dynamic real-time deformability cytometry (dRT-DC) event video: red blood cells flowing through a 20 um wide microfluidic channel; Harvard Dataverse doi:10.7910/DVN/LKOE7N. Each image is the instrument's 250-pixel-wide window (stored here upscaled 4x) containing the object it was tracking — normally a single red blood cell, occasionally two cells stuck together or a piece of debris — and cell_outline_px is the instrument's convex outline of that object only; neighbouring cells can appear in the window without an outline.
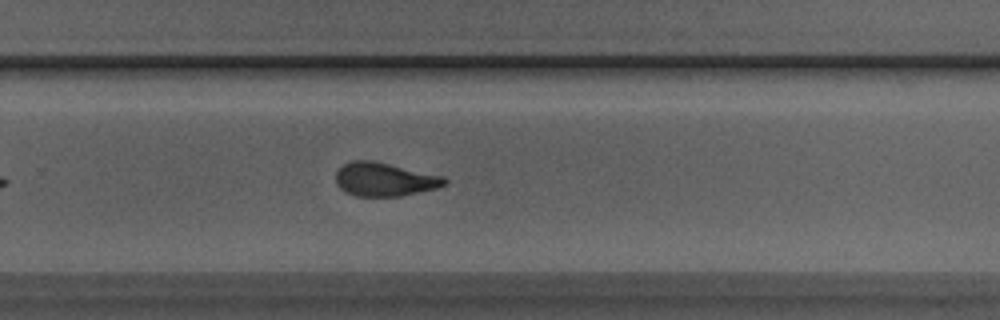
{"species": "Egyptian fruit bat (a non-hibernating species)", "species_latin": "Rousettus aegyptiacus", "temperature_condition": "room temperature", "stored_images_in_passage": 24, "camera_frame_rate_fps": 3000, "um_per_image_px": 0.085, "animal": {"sex": "male"}, "frame": {"image": 1, "passage_image": 21, "time_ms": 6.667, "image_size_px": [1000, 320], "cell_outline_px": [[448, 184], [436, 188], [400, 196], [356, 196], [344, 192], [336, 184], [336, 172], [344, 164], [352, 160], [372, 160], [444, 176], [448, 180]], "centroid_in_image_um": [32.68, 15.25], "position_along_channel_um": 297.1, "area_um2": 21.33}}